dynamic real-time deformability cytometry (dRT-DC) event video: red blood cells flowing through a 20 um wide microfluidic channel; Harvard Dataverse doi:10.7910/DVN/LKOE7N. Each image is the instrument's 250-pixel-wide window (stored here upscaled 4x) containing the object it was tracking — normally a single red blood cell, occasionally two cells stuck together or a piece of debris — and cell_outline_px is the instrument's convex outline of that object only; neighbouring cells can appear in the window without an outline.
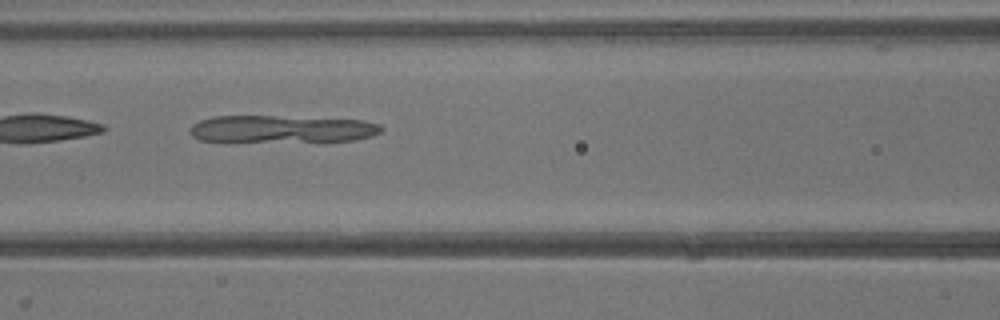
{"species": "common noctule bat (a hibernating species)", "species_latin": "Nyctalus noctula", "temperature_condition": "warm", "stored_images_in_passage": 26, "camera_frame_rate_fps": 3000, "um_per_image_px": 0.085, "animal": {"sex": "male", "body_mass_g": 13.3}, "frame": {"image": 1, "passage_image": 5, "time_ms": 1.333, "image_size_px": [1000, 320], "cell_outline_px": [[384, 128], [380, 132], [372, 136], [356, 140], [328, 144], [228, 144], [200, 140], [192, 136], [192, 124], [200, 120], [212, 116], [272, 116], [364, 120], [380, 124]], "centroid_in_image_um": [23.96, 11.06], "position_along_channel_um": 142.6, "area_um2": 33.18}}
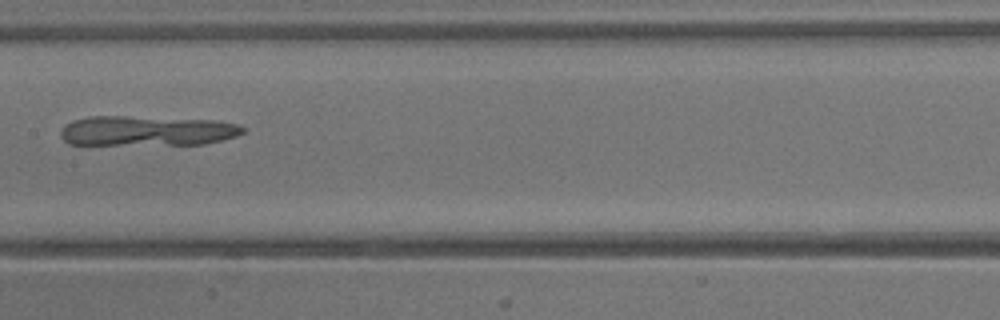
{"frame": {"image": 2, "passage_image": 8, "time_ms": 2.333, "image_size_px": [1000, 320], "cell_outline_px": [[244, 132], [236, 136], [204, 144], [68, 144], [60, 136], [60, 132], [64, 124], [72, 120], [88, 116], [128, 116], [216, 120], [236, 124], [244, 128]], "centroid_in_image_um": [12.44, 11.11], "position_along_channel_um": 195.0, "area_um2": 31.85}}
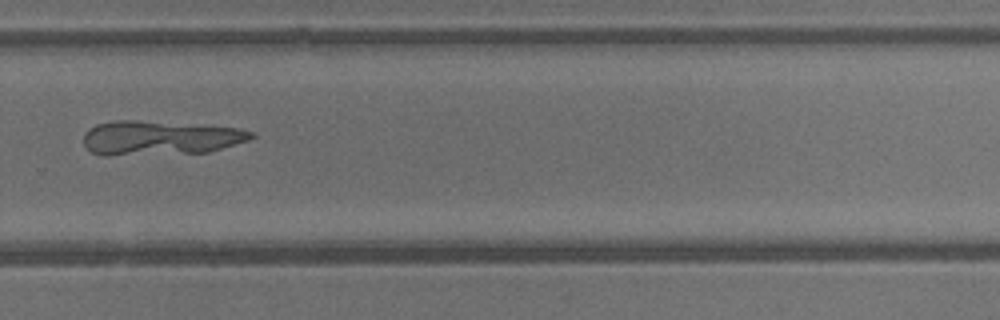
{"frame": {"image": 3, "passage_image": 15, "time_ms": 4.667, "image_size_px": [1000, 320], "cell_outline_px": [[256, 136], [248, 140], [208, 152], [108, 156], [104, 156], [92, 152], [84, 144], [84, 132], [88, 128], [96, 124], [116, 120], [136, 120], [240, 128], [256, 132]], "centroid_in_image_um": [13.57, 11.72], "position_along_channel_um": 316.2, "area_um2": 33.64}}